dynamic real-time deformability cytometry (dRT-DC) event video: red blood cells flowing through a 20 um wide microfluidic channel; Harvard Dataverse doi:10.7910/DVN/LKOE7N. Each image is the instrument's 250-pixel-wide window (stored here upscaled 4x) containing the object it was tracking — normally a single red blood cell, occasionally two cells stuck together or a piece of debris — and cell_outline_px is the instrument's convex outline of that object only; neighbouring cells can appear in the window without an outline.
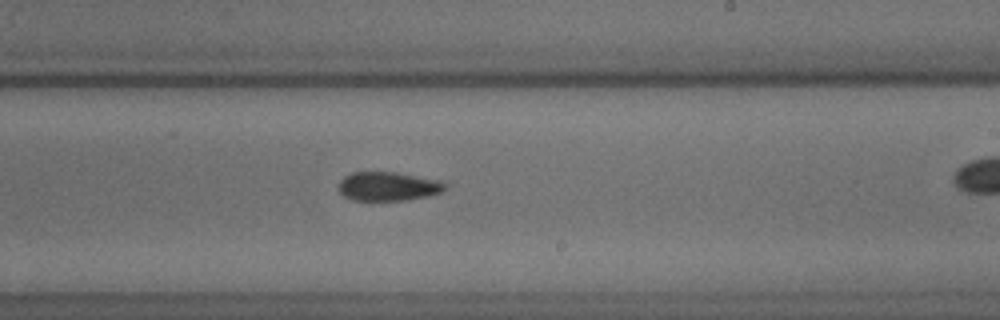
{"species": "common noctule bat (a hibernating species)", "species_latin": "Nyctalus noctula", "temperature_condition": "cold", "stored_images_in_passage": 27, "camera_frame_rate_fps": 3000, "um_per_image_px": 0.085, "animal": {"sex": "male", "body_mass_g": 18.8}, "frame": {"image": 1, "passage_image": 16, "time_ms": 5.0, "image_size_px": [1000, 320], "cell_outline_px": [[448, 184], [444, 192], [428, 196], [404, 200], [352, 200], [344, 196], [336, 188], [340, 180], [344, 176], [352, 172], [396, 172], [444, 180]], "centroid_in_image_um": [33.03, 15.83], "position_along_channel_um": 256.0, "area_um2": 18.38}}